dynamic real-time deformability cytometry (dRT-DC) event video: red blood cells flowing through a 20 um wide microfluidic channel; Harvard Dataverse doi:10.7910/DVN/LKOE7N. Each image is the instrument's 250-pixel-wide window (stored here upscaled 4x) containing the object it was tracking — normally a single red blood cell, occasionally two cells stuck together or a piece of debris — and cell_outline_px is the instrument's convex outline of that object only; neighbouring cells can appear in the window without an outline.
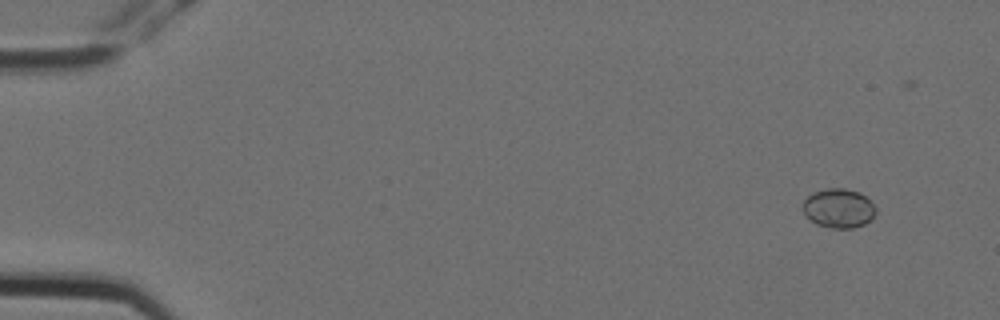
{"species": "Egyptian fruit bat (a non-hibernating species)", "species_latin": "Rousettus aegyptiacus", "temperature_condition": "cold", "stored_images_in_passage": 5, "camera_frame_rate_fps": 3000, "um_per_image_px": 0.085, "animal": {"sex": "female"}, "frame": {"image": 1, "passage_image": 2, "time_ms": 0.333, "image_size_px": [1000, 320], "cell_outline_px": [[876, 212], [864, 224], [852, 228], [832, 228], [816, 224], [804, 212], [804, 200], [812, 192], [828, 188], [844, 188], [860, 192], [876, 208]], "centroid_in_image_um": [71.28, 17.69], "position_along_channel_um": 13.7, "area_um2": 16.36}}
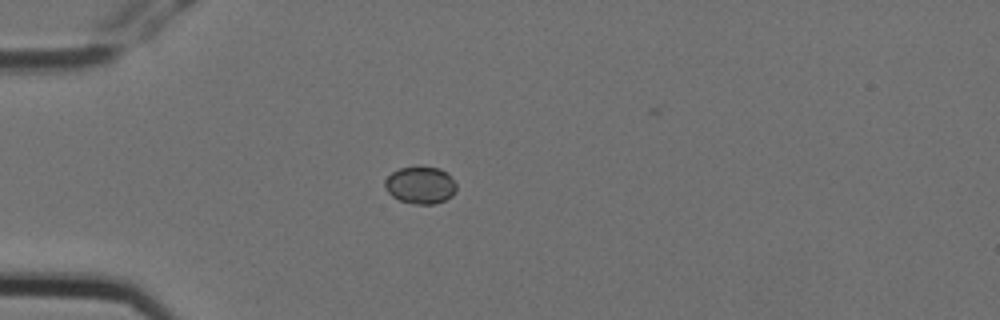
{"frame": {"image": 2, "passage_image": 5, "time_ms": 1.333, "image_size_px": [1000, 320], "cell_outline_px": [[456, 188], [452, 196], [444, 200], [432, 204], [416, 204], [400, 200], [392, 196], [388, 192], [384, 184], [384, 180], [392, 172], [400, 168], [416, 164], [440, 168], [448, 172], [456, 184]], "centroid_in_image_um": [35.74, 15.69], "position_along_channel_um": 49.3, "area_um2": 15.84}}